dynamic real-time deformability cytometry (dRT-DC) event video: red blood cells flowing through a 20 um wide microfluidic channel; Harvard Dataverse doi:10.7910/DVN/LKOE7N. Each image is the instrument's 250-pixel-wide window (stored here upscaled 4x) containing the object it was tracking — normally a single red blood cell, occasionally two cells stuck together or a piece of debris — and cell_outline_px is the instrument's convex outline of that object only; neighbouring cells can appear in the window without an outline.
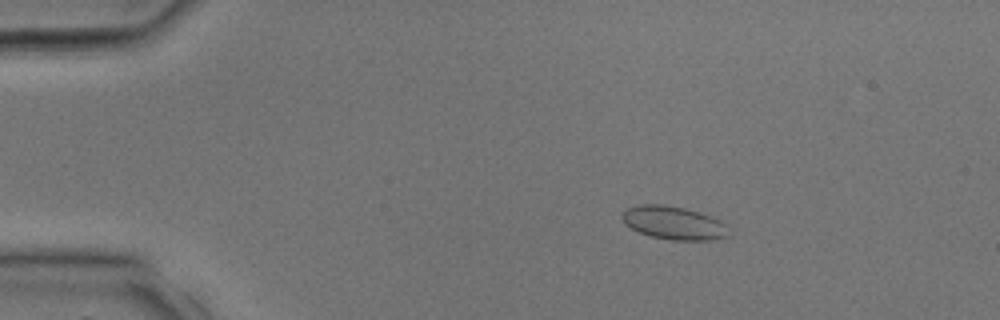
{"species": "common noctule bat (a hibernating species)", "species_latin": "Nyctalus noctula", "temperature_condition": "room temperature", "stored_images_in_passage": 33, "camera_frame_rate_fps": 3000, "um_per_image_px": 0.085, "animal": {"sex": "male", "body_mass_g": 17.9, "forearm_length_mm": 54.2}, "frame": {"image": 1, "passage_image": 6, "time_ms": 1.667, "image_size_px": [1000, 320], "cell_outline_px": [[728, 236], [712, 240], [672, 240], [652, 236], [640, 232], [624, 224], [620, 216], [628, 208], [640, 204], [664, 204], [684, 208], [700, 212], [720, 220], [724, 224]], "centroid_in_image_um": [57.23, 18.94], "position_along_channel_um": 27.8, "area_um2": 20.46}}
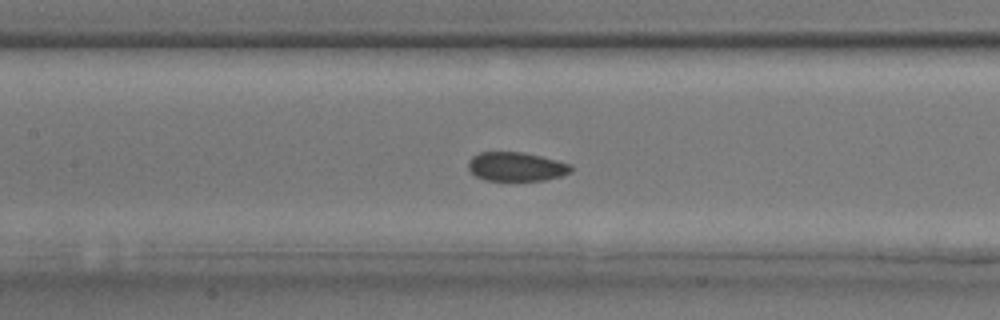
{"frame": {"image": 2, "passage_image": 16, "time_ms": 5.0, "image_size_px": [1000, 320], "cell_outline_px": [[572, 172], [560, 176], [544, 180], [484, 180], [476, 176], [468, 168], [468, 160], [472, 156], [480, 152], [524, 152], [572, 164]], "centroid_in_image_um": [43.88, 14.16], "position_along_channel_um": 163.5, "area_um2": 17.34}}
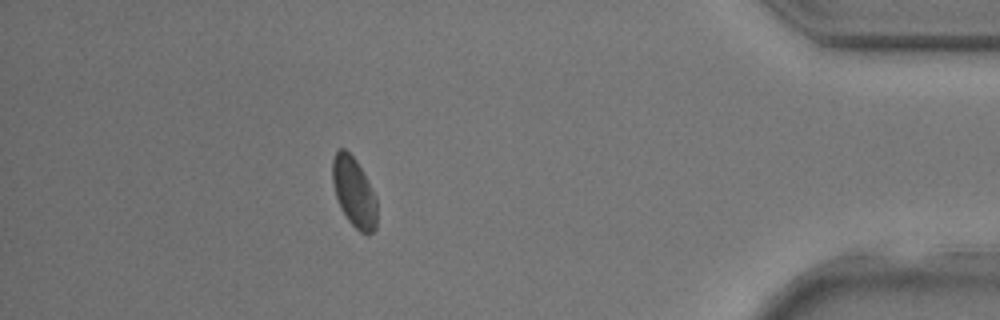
{"frame": {"image": 3, "passage_image": 30, "time_ms": 9.667, "image_size_px": [1000, 320], "cell_outline_px": [[376, 228], [368, 236], [360, 232], [348, 220], [340, 208], [336, 196], [332, 180], [332, 160], [336, 152], [340, 148], [344, 148], [356, 160], [376, 196]], "centroid_in_image_um": [30.08, 16.35], "position_along_channel_um": 405.1, "area_um2": 17.98}}